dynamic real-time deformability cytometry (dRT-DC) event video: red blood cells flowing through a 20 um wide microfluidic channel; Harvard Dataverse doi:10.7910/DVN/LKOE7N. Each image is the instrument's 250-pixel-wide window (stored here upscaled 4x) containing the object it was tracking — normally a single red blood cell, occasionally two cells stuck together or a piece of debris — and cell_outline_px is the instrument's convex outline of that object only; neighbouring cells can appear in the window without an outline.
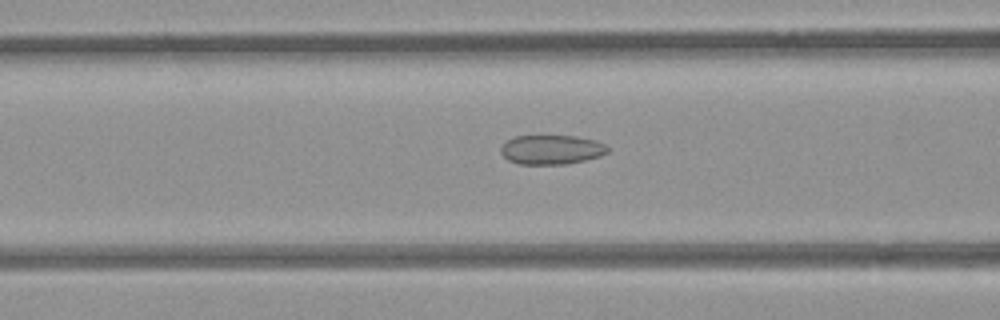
{"species": "common noctule bat (a hibernating species)", "species_latin": "Nyctalus noctula", "temperature_condition": "room temperature", "stored_images_in_passage": 54, "camera_frame_rate_fps": 3000, "um_per_image_px": 0.085, "animal": {"sex": "female", "body_mass_g": 21.9}, "frame": {"image": 1, "passage_image": 22, "time_ms": 7.0, "image_size_px": [1000, 320], "cell_outline_px": [[608, 152], [600, 156], [568, 164], [520, 164], [508, 160], [500, 152], [500, 148], [508, 140], [516, 136], [576, 136], [596, 140], [604, 144], [608, 148]], "centroid_in_image_um": [46.88, 12.72], "position_along_channel_um": 119.7, "area_um2": 18.21}}
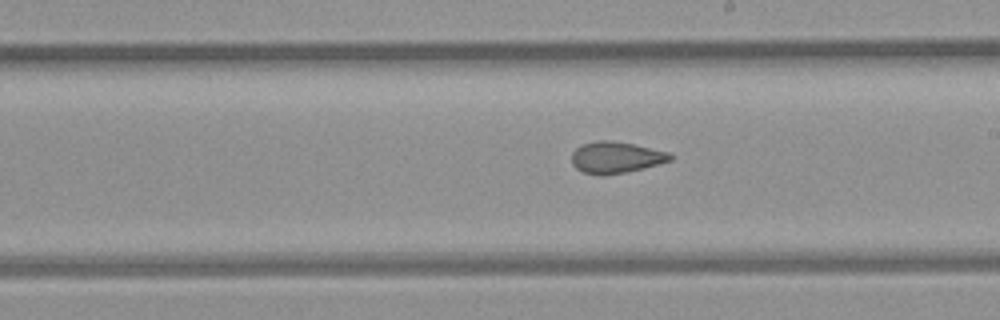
{"frame": {"image": 2, "passage_image": 31, "time_ms": 10.0, "image_size_px": [1000, 320], "cell_outline_px": [[672, 160], [644, 168], [604, 176], [600, 176], [584, 172], [576, 168], [572, 164], [572, 152], [580, 144], [596, 140], [612, 140], [632, 144], [668, 152], [672, 156]], "centroid_in_image_um": [52.31, 13.38], "position_along_channel_um": 236.7, "area_um2": 18.09}}
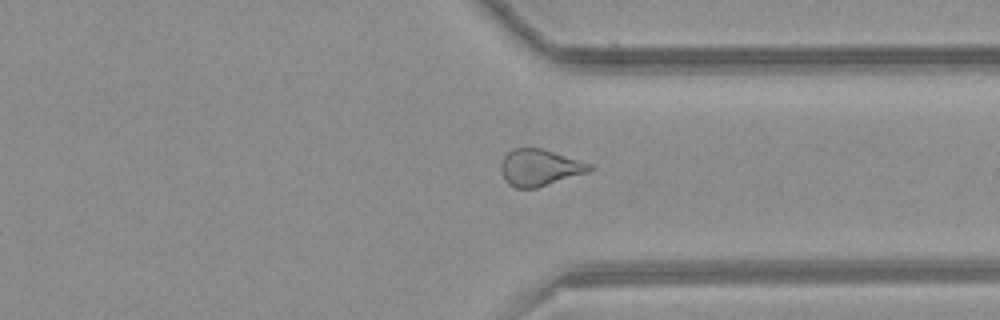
{"frame": {"image": 3, "passage_image": 41, "time_ms": 13.333, "image_size_px": [1000, 320], "cell_outline_px": [[592, 168], [588, 172], [536, 188], [516, 188], [508, 184], [504, 180], [500, 172], [500, 164], [504, 156], [512, 148], [540, 148], [592, 164]], "centroid_in_image_um": [45.81, 14.25], "position_along_channel_um": 365.6, "area_um2": 18.84}, "authors_computed_cell_mechanics": {"area_um2": 19.7965, "velocity_mm_per_s": 3.8858, "shape_relaxation_time_tau1_ms": null, "shape_relaxation_time_tau2_ms": 2.051, "deformation_change_tau1": null, "deformation_change_tau2": 0.0869}}